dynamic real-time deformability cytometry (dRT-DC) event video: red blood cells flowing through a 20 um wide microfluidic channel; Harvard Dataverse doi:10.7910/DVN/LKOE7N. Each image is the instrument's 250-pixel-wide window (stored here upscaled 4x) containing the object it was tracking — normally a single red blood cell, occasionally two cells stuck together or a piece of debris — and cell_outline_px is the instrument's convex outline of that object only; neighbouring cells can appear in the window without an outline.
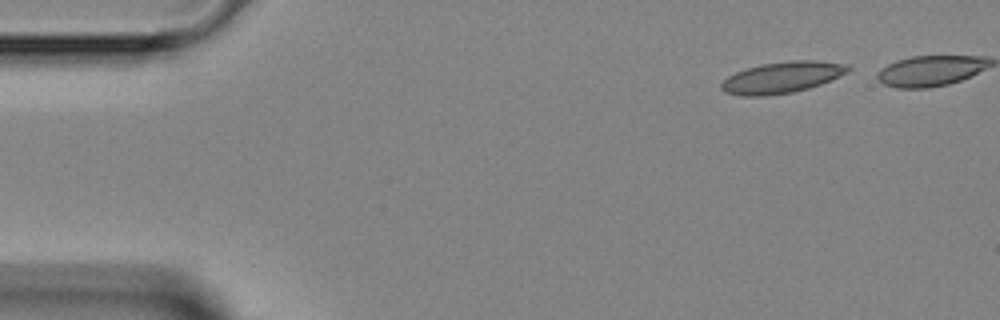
{"species": "Egyptian fruit bat (a non-hibernating species)", "species_latin": "Rousettus aegyptiacus", "temperature_condition": "room temperature", "stored_images_in_passage": 5, "camera_frame_rate_fps": 3000, "um_per_image_px": 0.085, "animal": {"sex": "female"}, "frame": {"image": 1, "passage_image": 1, "time_ms": 0.0, "image_size_px": [1000, 320], "cell_outline_px": [[852, 68], [848, 72], [820, 84], [808, 88], [792, 92], [764, 96], [740, 96], [724, 92], [720, 88], [720, 84], [728, 76], [736, 72], [760, 64], [792, 60], [816, 60], [848, 64]], "centroid_in_image_um": [66.46, 6.57], "position_along_channel_um": 18.5, "area_um2": 23.12}}
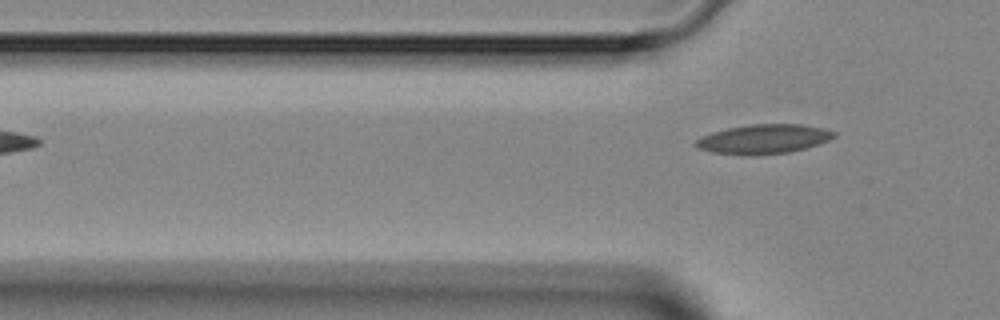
{"frame": {"image": 2, "passage_image": 5, "time_ms": 4.667, "image_size_px": [1000, 320], "cell_outline_px": [[836, 136], [820, 144], [792, 152], [712, 152], [696, 148], [692, 144], [700, 136], [712, 132], [728, 128], [752, 124], [800, 124], [824, 128], [836, 132]], "centroid_in_image_um": [64.94, 11.77], "position_along_channel_um": 60.9, "area_um2": 22.83}}